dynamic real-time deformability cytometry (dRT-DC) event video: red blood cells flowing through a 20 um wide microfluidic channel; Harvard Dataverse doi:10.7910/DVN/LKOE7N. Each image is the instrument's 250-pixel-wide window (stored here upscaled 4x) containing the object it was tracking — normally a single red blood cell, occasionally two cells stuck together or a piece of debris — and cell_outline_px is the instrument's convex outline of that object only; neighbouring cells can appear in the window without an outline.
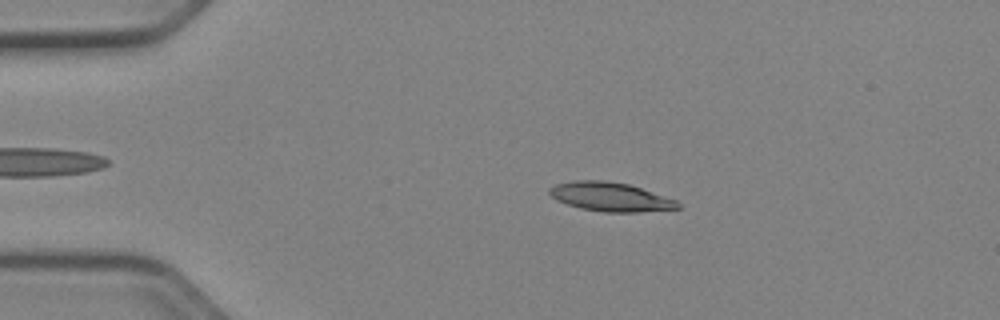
{"species": "Egyptian fruit bat (a non-hibernating species)", "species_latin": "Rousettus aegyptiacus", "temperature_condition": "cold", "stored_images_in_passage": 51, "camera_frame_rate_fps": 3000, "um_per_image_px": 0.085, "animal": {"sex": "female"}, "frame": {"image": 1, "passage_image": 10, "time_ms": 3.0, "image_size_px": [1000, 320], "cell_outline_px": [[680, 208], [640, 212], [604, 212], [580, 208], [556, 200], [548, 192], [548, 188], [556, 184], [576, 180], [604, 180], [628, 184], [676, 200], [680, 204]], "centroid_in_image_um": [51.86, 16.73], "position_along_channel_um": 33.1, "area_um2": 21.5}}
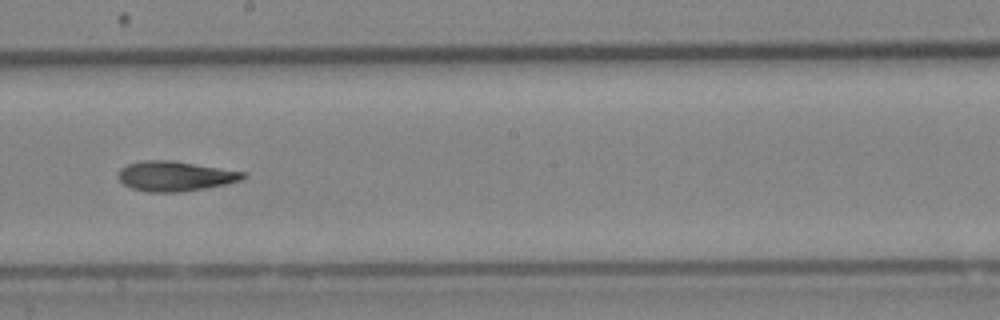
{"frame": {"image": 2, "passage_image": 29, "time_ms": 9.333, "image_size_px": [1000, 320], "cell_outline_px": [[248, 176], [240, 180], [224, 184], [204, 188], [180, 192], [148, 192], [132, 188], [124, 184], [116, 176], [120, 168], [128, 164], [140, 160], [172, 160], [244, 172]], "centroid_in_image_um": [14.83, 14.96], "position_along_channel_um": 233.4, "area_um2": 21.68}}
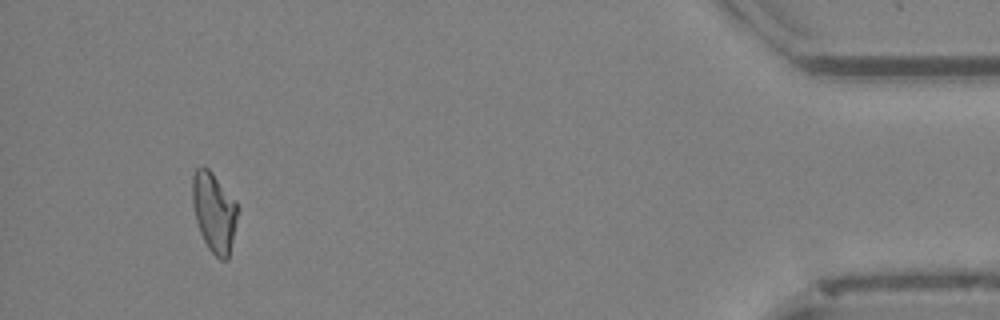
{"frame": {"image": 3, "passage_image": 48, "time_ms": 15.667, "image_size_px": [1000, 320], "cell_outline_px": [[240, 208], [228, 260], [220, 260], [208, 248], [200, 232], [196, 220], [192, 204], [192, 176], [196, 168], [208, 168], [212, 172], [236, 200]], "centroid_in_image_um": [18.22, 18.03], "position_along_channel_um": 417.0, "area_um2": 21.27}, "authors_computed_cell_mechanics": {"area_um2": 21.2704, "velocity_mm_per_s": 3.9561, "shape_relaxation_time_tau1_ms": null, "shape_relaxation_time_tau2_ms": 6.1674, "deformation_change_tau1": null, "deformation_change_tau2": 0.1634}}